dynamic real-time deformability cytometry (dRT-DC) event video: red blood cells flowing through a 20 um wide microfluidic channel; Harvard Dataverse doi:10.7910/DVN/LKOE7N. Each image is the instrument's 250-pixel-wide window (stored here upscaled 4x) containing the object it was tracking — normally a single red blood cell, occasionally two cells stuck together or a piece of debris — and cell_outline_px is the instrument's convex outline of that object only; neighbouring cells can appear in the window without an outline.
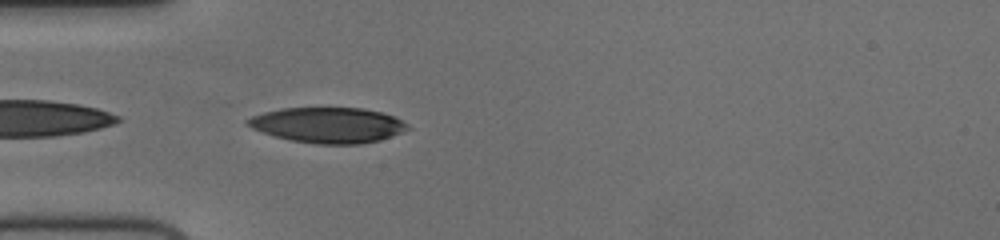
{"species": "human", "species_latin": "Homo sapiens", "temperature_condition": "cold", "stored_images_in_passage": 35, "camera_frame_rate_fps": 3000, "um_per_image_px": 0.085, "donor": {"sex": "female"}, "frame": {"image": 1, "passage_image": 1, "time_ms": 0.0, "image_size_px": [1000, 240], "cell_outline_px": [[412, 128], [380, 140], [360, 144], [312, 144], [272, 136], [260, 132], [244, 124], [244, 120], [252, 116], [264, 112], [280, 108], [364, 108], [380, 112], [392, 116], [408, 124]], "centroid_in_image_um": [27.83, 10.64], "position_along_channel_um": 57.2, "area_um2": 33.23}}
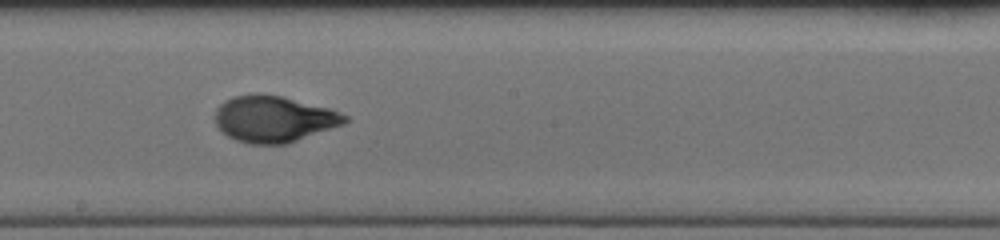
{"frame": {"image": 2, "passage_image": 15, "time_ms": 4.667, "image_size_px": [1000, 240], "cell_outline_px": [[348, 120], [344, 124], [288, 144], [248, 144], [236, 140], [228, 136], [216, 124], [216, 108], [224, 100], [232, 96], [256, 92], [284, 96], [328, 108], [340, 112], [348, 116]], "centroid_in_image_um": [23.28, 10.1], "position_along_channel_um": 224.9, "area_um2": 35.37}}
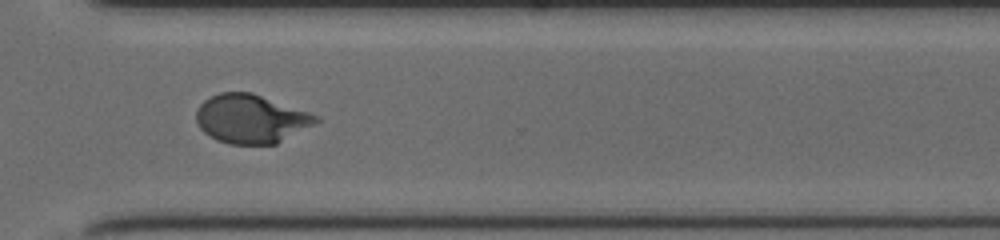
{"frame": {"image": 3, "passage_image": 25, "time_ms": 8.0, "image_size_px": [1000, 240], "cell_outline_px": [[320, 120], [276, 144], [228, 144], [216, 140], [208, 136], [200, 128], [196, 120], [196, 112], [200, 104], [204, 100], [220, 92], [252, 92], [320, 116]], "centroid_in_image_um": [21.3, 10.1], "position_along_channel_um": 349.3, "area_um2": 33.87}, "authors_computed_cell_mechanics": {"area_um2": 34.391, "velocity_mm_per_s": 3.7194, "shape_relaxation_time_tau1_ms": 3.5011, "shape_relaxation_time_tau2_ms": 0.8117, "deformation_change_tau1": 0.1957, "deformation_change_tau2": 0.0568}}